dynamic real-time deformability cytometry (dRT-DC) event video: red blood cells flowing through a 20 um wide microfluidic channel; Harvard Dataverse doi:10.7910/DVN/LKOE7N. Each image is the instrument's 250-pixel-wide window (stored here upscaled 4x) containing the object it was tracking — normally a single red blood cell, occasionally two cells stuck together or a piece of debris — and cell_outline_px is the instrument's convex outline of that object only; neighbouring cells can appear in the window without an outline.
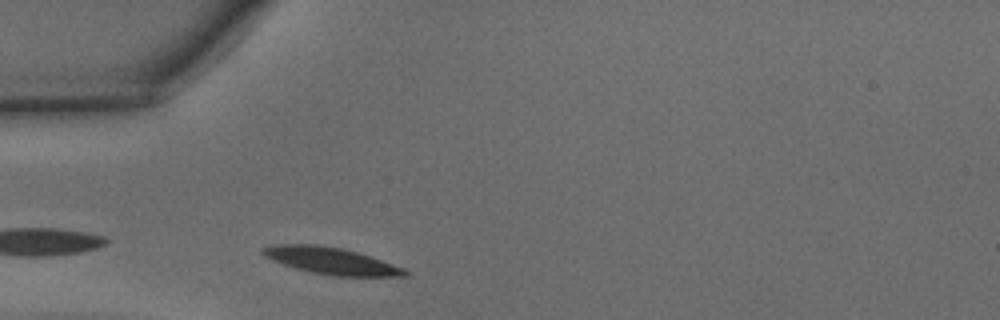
{"species": "common noctule bat (a hibernating species)", "species_latin": "Nyctalus noctula", "temperature_condition": "warm", "stored_images_in_passage": 18, "camera_frame_rate_fps": 3000, "um_per_image_px": 0.085, "animal": {"sex": "male", "body_mass_g": 15.6}, "frame": {"image": 1, "passage_image": 3, "time_ms": 0.667, "image_size_px": [1000, 320], "cell_outline_px": [[412, 272], [408, 276], [332, 276], [312, 272], [296, 268], [272, 260], [264, 256], [260, 252], [260, 248], [272, 244], [316, 244], [340, 248], [356, 252], [404, 268]], "centroid_in_image_um": [28.11, 22.17], "position_along_channel_um": 56.9, "area_um2": 22.08}}
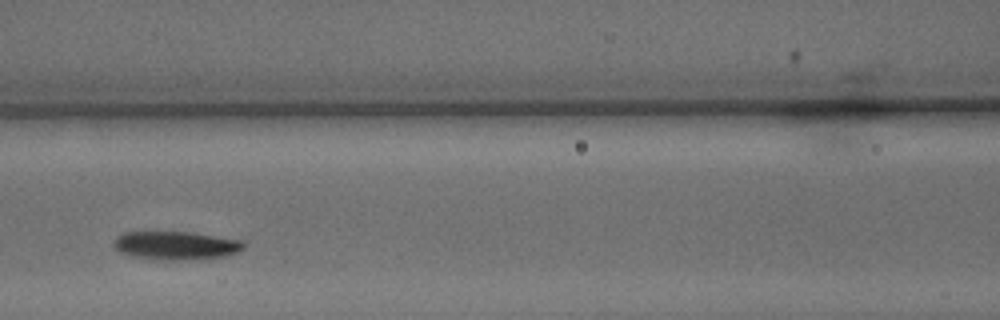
{"frame": {"image": 2, "passage_image": 10, "time_ms": 3.0, "image_size_px": [1000, 320], "cell_outline_px": [[244, 248], [240, 252], [224, 256], [180, 260], [168, 260], [136, 256], [120, 252], [116, 248], [116, 236], [124, 232], [192, 232], [244, 240]], "centroid_in_image_um": [15.03, 20.85], "position_along_channel_um": 151.6, "area_um2": 21.21}}
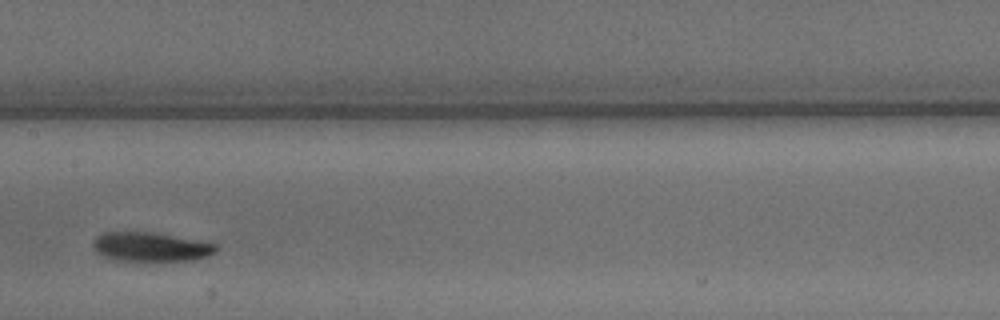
{"frame": {"image": 3, "passage_image": 13, "time_ms": 4.0, "image_size_px": [1000, 320], "cell_outline_px": [[220, 248], [216, 252], [208, 256], [192, 260], [112, 260], [96, 252], [92, 244], [92, 240], [96, 236], [104, 232], [152, 232], [216, 244]], "centroid_in_image_um": [12.78, 20.98], "position_along_channel_um": 194.6, "area_um2": 20.75}}